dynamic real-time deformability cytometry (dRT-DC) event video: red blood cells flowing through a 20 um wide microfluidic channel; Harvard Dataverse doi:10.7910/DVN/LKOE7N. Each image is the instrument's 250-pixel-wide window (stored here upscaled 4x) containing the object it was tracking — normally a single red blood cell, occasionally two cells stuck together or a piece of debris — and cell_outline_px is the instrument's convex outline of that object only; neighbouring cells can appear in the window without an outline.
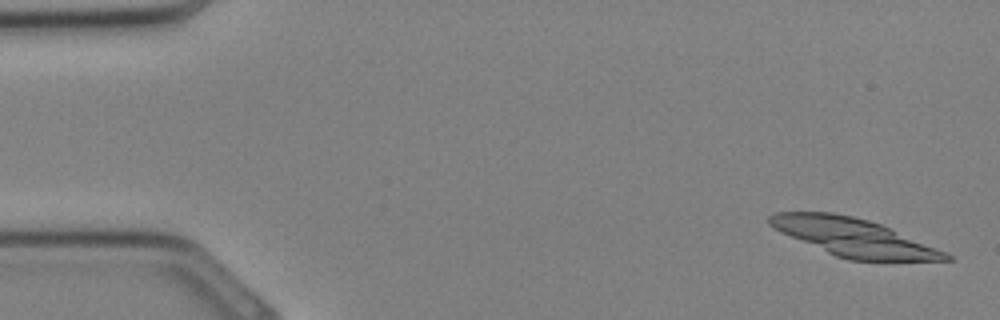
{"species": "Egyptian fruit bat (a non-hibernating species)", "species_latin": "Rousettus aegyptiacus", "temperature_condition": "cold", "stored_images_in_passage": 16, "segment_of_instrument_passage": [1, 2], "camera_frame_rate_fps": 3000, "um_per_image_px": 0.085, "animal": {"sex": "female"}, "frame": {"image": 1, "passage_image": 1, "time_ms": 0.0, "image_size_px": [1000, 320], "cell_outline_px": [[956, 260], [848, 260], [836, 256], [780, 232], [768, 224], [768, 216], [776, 212], [832, 212], [852, 216], [868, 220], [880, 224], [948, 252]], "centroid_in_image_um": [72.56, 20.17], "position_along_channel_um": 12.4, "area_um2": 38.49}}